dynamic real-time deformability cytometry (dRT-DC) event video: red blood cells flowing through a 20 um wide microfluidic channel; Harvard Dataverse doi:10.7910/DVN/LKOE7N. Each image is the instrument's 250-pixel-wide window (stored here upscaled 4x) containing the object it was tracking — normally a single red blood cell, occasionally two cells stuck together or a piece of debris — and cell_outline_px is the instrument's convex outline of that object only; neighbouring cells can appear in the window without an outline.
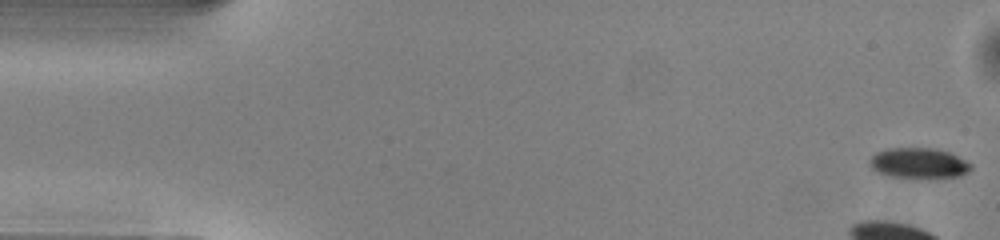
{"species": "common noctule bat (a hibernating species)", "species_latin": "Nyctalus noctula", "temperature_condition": "warm", "stored_images_in_passage": 51, "segment_of_instrument_passage": [1, 2], "camera_frame_rate_fps": 3000, "um_per_image_px": 0.085, "animal": {"sex": "male", "body_mass_g": 13.0, "forearm_length_mm": 53.1}, "frame": {"image": 1, "passage_image": 1, "time_ms": 0.0, "image_size_px": [1000, 240], "cell_outline_px": [[972, 168], [968, 172], [960, 176], [888, 176], [872, 168], [872, 156], [876, 152], [888, 148], [936, 148], [948, 152], [972, 164]], "centroid_in_image_um": [78.12, 13.83], "position_along_channel_um": 6.9, "area_um2": 17.22}}